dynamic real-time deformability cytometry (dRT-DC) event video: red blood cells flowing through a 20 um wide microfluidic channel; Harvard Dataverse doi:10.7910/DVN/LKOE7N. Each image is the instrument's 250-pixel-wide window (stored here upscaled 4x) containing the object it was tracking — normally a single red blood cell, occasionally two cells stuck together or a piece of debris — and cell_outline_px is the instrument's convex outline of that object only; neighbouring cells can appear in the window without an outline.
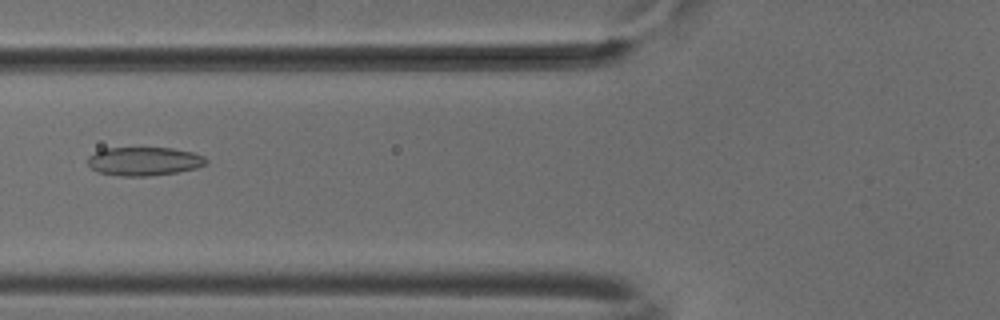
{"species": "common noctule bat (a hibernating species)", "species_latin": "Nyctalus noctula", "temperature_condition": "cold", "stored_images_in_passage": 52, "camera_frame_rate_fps": 3000, "um_per_image_px": 0.085, "animal": {"sex": "male", "body_mass_g": 18.8}, "frame": {"image": 1, "passage_image": 21, "time_ms": 6.667, "image_size_px": [1000, 320], "cell_outline_px": [[208, 164], [196, 168], [176, 172], [148, 176], [120, 176], [96, 172], [88, 164], [88, 156], [104, 148], [172, 148], [192, 152], [204, 156], [208, 160]], "centroid_in_image_um": [12.25, 13.71], "position_along_channel_um": 113.5, "area_um2": 19.77}}
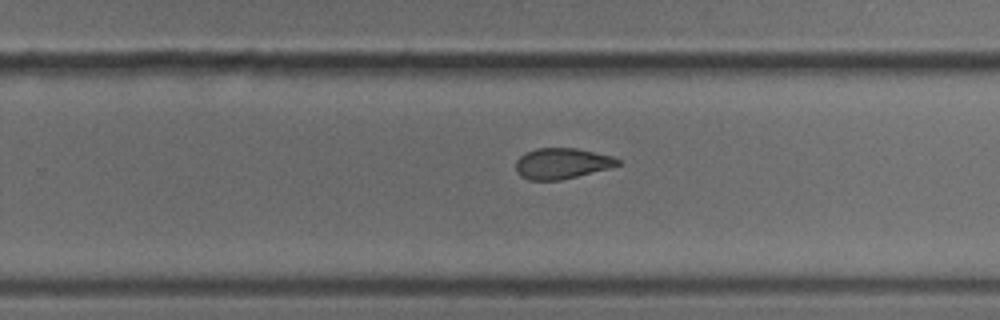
{"frame": {"image": 2, "passage_image": 34, "time_ms": 11.0, "image_size_px": [1000, 320], "cell_outline_px": [[620, 164], [612, 168], [560, 180], [528, 180], [520, 176], [516, 172], [516, 160], [524, 152], [536, 148], [576, 148], [612, 156], [620, 160]], "centroid_in_image_um": [47.74, 13.89], "position_along_channel_um": 282.1, "area_um2": 18.44}}
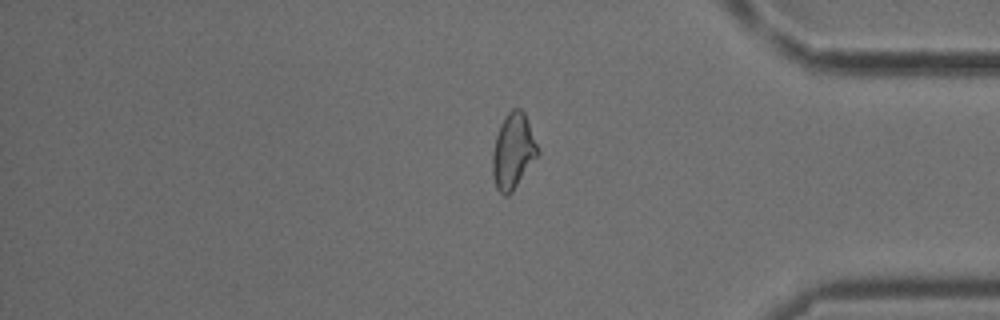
{"frame": {"image": 3, "passage_image": 44, "time_ms": 14.333, "image_size_px": [1000, 320], "cell_outline_px": [[540, 152], [512, 192], [508, 196], [504, 196], [496, 188], [492, 176], [492, 152], [496, 136], [500, 124], [504, 116], [512, 108], [520, 108], [524, 112]], "centroid_in_image_um": [43.59, 12.86], "position_along_channel_um": 391.6, "area_um2": 19.88}, "authors_computed_cell_mechanics": {"area_um2": 19.941, "velocity_mm_per_s": 3.8813, "shape_relaxation_time_tau1_ms": null, "shape_relaxation_time_tau2_ms": 2.0907, "deformation_change_tau1": null, "deformation_change_tau2": 0.0859}}